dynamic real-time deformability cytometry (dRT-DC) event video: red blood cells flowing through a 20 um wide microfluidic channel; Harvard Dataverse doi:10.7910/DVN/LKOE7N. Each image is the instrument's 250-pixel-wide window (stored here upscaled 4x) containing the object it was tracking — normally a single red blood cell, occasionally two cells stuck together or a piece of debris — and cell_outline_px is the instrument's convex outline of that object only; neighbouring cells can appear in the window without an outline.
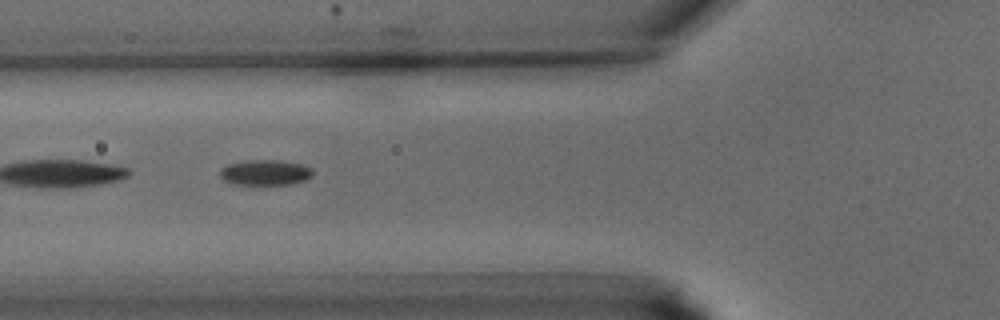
{"species": "common noctule bat (a hibernating species)", "species_latin": "Nyctalus noctula", "temperature_condition": "warm", "stored_images_in_passage": 33, "camera_frame_rate_fps": 3000, "um_per_image_px": 0.085, "animal": {"sex": "male", "body_mass_g": 15.6}, "frame": {"image": 1, "passage_image": 6, "time_ms": 1.667, "image_size_px": [1000, 320], "cell_outline_px": [[312, 176], [304, 180], [288, 184], [236, 184], [224, 180], [220, 176], [220, 168], [228, 164], [244, 160], [280, 160], [304, 164], [312, 168]], "centroid_in_image_um": [22.54, 14.64], "position_along_channel_um": 103.3, "area_um2": 13.76}}
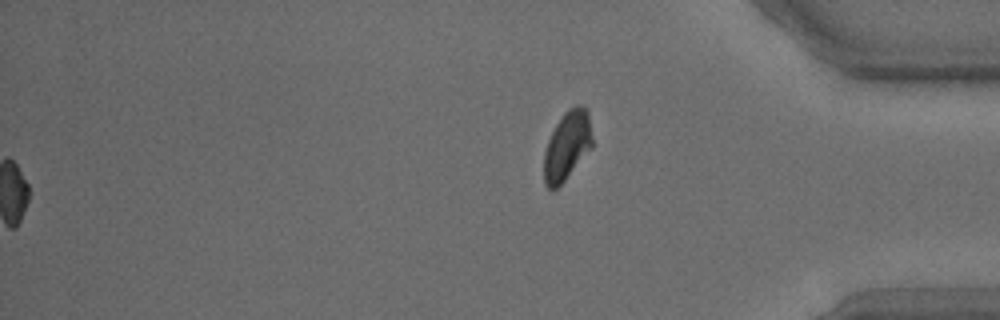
{"frame": {"image": 2, "passage_image": 33, "time_ms": 10.667, "image_size_px": [1000, 320], "cell_outline_px": [[592, 148], [564, 180], [552, 192], [544, 184], [544, 152], [548, 140], [556, 124], [564, 112], [568, 108], [576, 104], [588, 108], [592, 140]], "centroid_in_image_um": [48.2, 12.37], "position_along_channel_um": 387.0, "area_um2": 19.42}}